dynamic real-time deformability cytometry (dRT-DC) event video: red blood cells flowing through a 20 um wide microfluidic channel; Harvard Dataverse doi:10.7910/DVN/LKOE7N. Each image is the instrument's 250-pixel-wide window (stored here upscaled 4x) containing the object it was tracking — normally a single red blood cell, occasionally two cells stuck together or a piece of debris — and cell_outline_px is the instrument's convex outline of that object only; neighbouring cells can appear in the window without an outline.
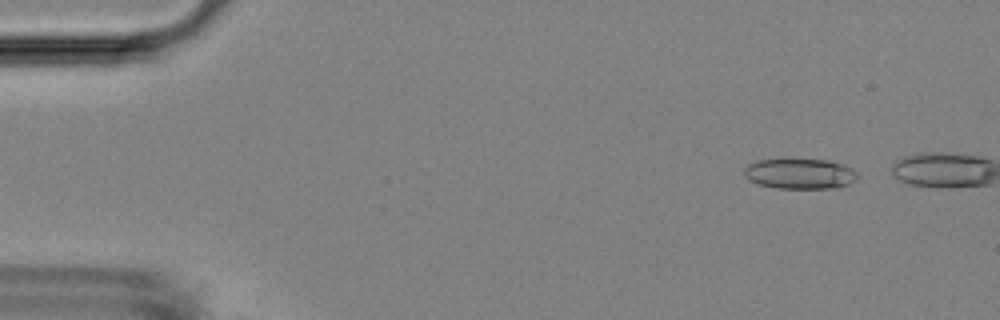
{"species": "Egyptian fruit bat (a non-hibernating species)", "species_latin": "Rousettus aegyptiacus", "temperature_condition": "room temperature", "stored_images_in_passage": 5, "camera_frame_rate_fps": 3000, "um_per_image_px": 0.085, "animal": {"sex": "female"}, "frame": {"image": 1, "passage_image": 2, "time_ms": 0.333, "image_size_px": [1000, 320], "cell_outline_px": [[856, 180], [848, 184], [836, 188], [776, 188], [760, 184], [748, 180], [744, 176], [744, 168], [748, 164], [756, 160], [780, 156], [792, 156], [828, 160], [844, 164], [852, 168], [856, 172]], "centroid_in_image_um": [67.93, 14.7], "position_along_channel_um": 17.1, "area_um2": 21.15}}